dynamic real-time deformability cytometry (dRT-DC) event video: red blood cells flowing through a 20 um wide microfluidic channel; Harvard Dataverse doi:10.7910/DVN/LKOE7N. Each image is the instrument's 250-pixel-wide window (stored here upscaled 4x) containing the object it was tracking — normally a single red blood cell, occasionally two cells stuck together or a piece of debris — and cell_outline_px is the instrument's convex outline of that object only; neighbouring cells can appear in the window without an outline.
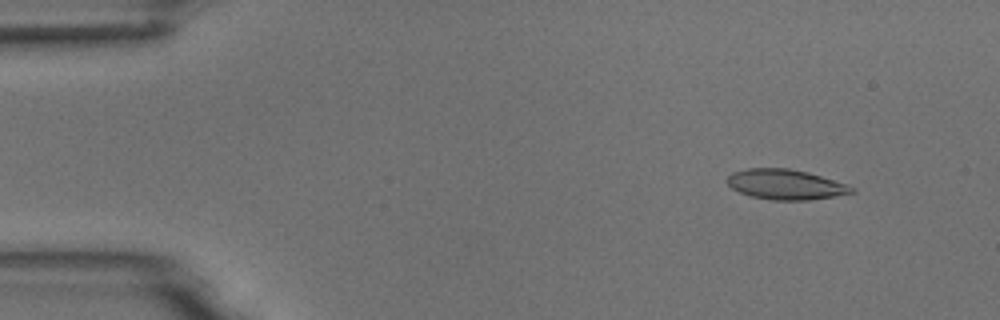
{"species": "common noctule bat (a hibernating species)", "species_latin": "Nyctalus noctula", "temperature_condition": "room temperature", "stored_images_in_passage": 3, "camera_frame_rate_fps": 3000, "um_per_image_px": 0.085, "animal": {"sex": "male", "body_mass_g": 18.8}, "frame": {"image": 1, "passage_image": 1, "time_ms": 0.0, "image_size_px": [1000, 320], "cell_outline_px": [[856, 192], [808, 200], [772, 200], [752, 196], [740, 192], [732, 188], [724, 180], [732, 172], [748, 168], [788, 168], [808, 172], [848, 184], [856, 188]], "centroid_in_image_um": [66.78, 15.67], "position_along_channel_um": 18.2, "area_um2": 21.91}}
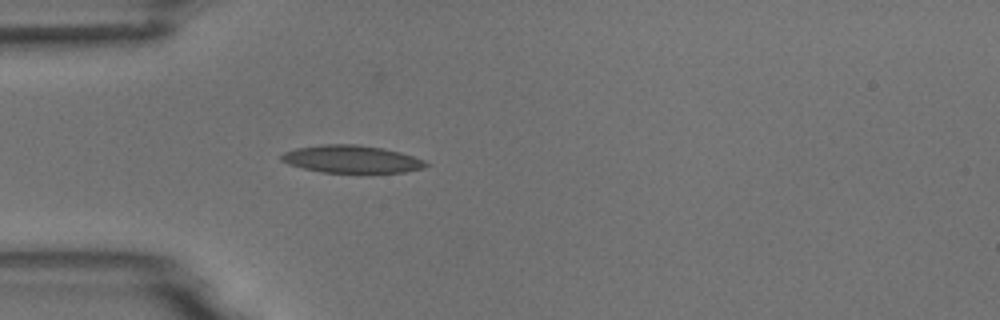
{"frame": {"image": 2, "passage_image": 3, "time_ms": 3.333, "image_size_px": [1000, 320], "cell_outline_px": [[428, 164], [424, 168], [404, 172], [320, 172], [288, 164], [280, 160], [280, 156], [284, 152], [296, 148], [324, 144], [356, 144], [384, 148], [400, 152], [424, 160]], "centroid_in_image_um": [29.86, 13.52], "position_along_channel_um": 55.1, "area_um2": 23.06}}